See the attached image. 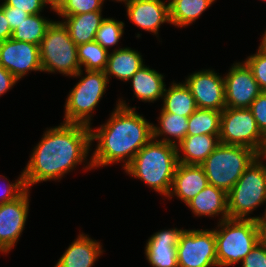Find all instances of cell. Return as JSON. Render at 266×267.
<instances>
[{"instance_id":"obj_1","label":"cell","mask_w":266,"mask_h":267,"mask_svg":"<svg viewBox=\"0 0 266 267\" xmlns=\"http://www.w3.org/2000/svg\"><path fill=\"white\" fill-rule=\"evenodd\" d=\"M44 132L22 171L26 189L36 183L60 180L64 174L87 162L91 150V127L60 123Z\"/></svg>"},{"instance_id":"obj_2","label":"cell","mask_w":266,"mask_h":267,"mask_svg":"<svg viewBox=\"0 0 266 267\" xmlns=\"http://www.w3.org/2000/svg\"><path fill=\"white\" fill-rule=\"evenodd\" d=\"M118 104L107 122L96 129L91 126V140L97 141L86 170L123 162L125 169L135 155L153 138V123L136 112L125 100Z\"/></svg>"},{"instance_id":"obj_3","label":"cell","mask_w":266,"mask_h":267,"mask_svg":"<svg viewBox=\"0 0 266 267\" xmlns=\"http://www.w3.org/2000/svg\"><path fill=\"white\" fill-rule=\"evenodd\" d=\"M178 164L174 145L151 139L124 169L160 195L168 196Z\"/></svg>"},{"instance_id":"obj_4","label":"cell","mask_w":266,"mask_h":267,"mask_svg":"<svg viewBox=\"0 0 266 267\" xmlns=\"http://www.w3.org/2000/svg\"><path fill=\"white\" fill-rule=\"evenodd\" d=\"M214 229L218 267L242 262L258 243L256 219L227 218Z\"/></svg>"},{"instance_id":"obj_5","label":"cell","mask_w":266,"mask_h":267,"mask_svg":"<svg viewBox=\"0 0 266 267\" xmlns=\"http://www.w3.org/2000/svg\"><path fill=\"white\" fill-rule=\"evenodd\" d=\"M257 156L250 148L220 143L201 166L208 184L228 193Z\"/></svg>"},{"instance_id":"obj_6","label":"cell","mask_w":266,"mask_h":267,"mask_svg":"<svg viewBox=\"0 0 266 267\" xmlns=\"http://www.w3.org/2000/svg\"><path fill=\"white\" fill-rule=\"evenodd\" d=\"M80 69L73 77H81L69 92L65 102L64 123L83 124L91 127L95 107L107 90L108 77L105 71Z\"/></svg>"},{"instance_id":"obj_7","label":"cell","mask_w":266,"mask_h":267,"mask_svg":"<svg viewBox=\"0 0 266 267\" xmlns=\"http://www.w3.org/2000/svg\"><path fill=\"white\" fill-rule=\"evenodd\" d=\"M263 163L257 156L227 193L229 218L254 219L249 214L266 203V163Z\"/></svg>"},{"instance_id":"obj_8","label":"cell","mask_w":266,"mask_h":267,"mask_svg":"<svg viewBox=\"0 0 266 267\" xmlns=\"http://www.w3.org/2000/svg\"><path fill=\"white\" fill-rule=\"evenodd\" d=\"M42 72L73 77L81 68L77 45L61 21H54L39 45Z\"/></svg>"},{"instance_id":"obj_9","label":"cell","mask_w":266,"mask_h":267,"mask_svg":"<svg viewBox=\"0 0 266 267\" xmlns=\"http://www.w3.org/2000/svg\"><path fill=\"white\" fill-rule=\"evenodd\" d=\"M263 139L264 135L259 130L249 108L225 107L222 110L220 117V143L244 146L258 154Z\"/></svg>"},{"instance_id":"obj_10","label":"cell","mask_w":266,"mask_h":267,"mask_svg":"<svg viewBox=\"0 0 266 267\" xmlns=\"http://www.w3.org/2000/svg\"><path fill=\"white\" fill-rule=\"evenodd\" d=\"M178 267H218L214 229L184 230L177 245Z\"/></svg>"},{"instance_id":"obj_11","label":"cell","mask_w":266,"mask_h":267,"mask_svg":"<svg viewBox=\"0 0 266 267\" xmlns=\"http://www.w3.org/2000/svg\"><path fill=\"white\" fill-rule=\"evenodd\" d=\"M223 78L226 107L249 108L262 92L252 70L244 61L233 63Z\"/></svg>"},{"instance_id":"obj_12","label":"cell","mask_w":266,"mask_h":267,"mask_svg":"<svg viewBox=\"0 0 266 267\" xmlns=\"http://www.w3.org/2000/svg\"><path fill=\"white\" fill-rule=\"evenodd\" d=\"M26 189L14 201L0 205V252L9 253L21 236L29 213V194Z\"/></svg>"},{"instance_id":"obj_13","label":"cell","mask_w":266,"mask_h":267,"mask_svg":"<svg viewBox=\"0 0 266 267\" xmlns=\"http://www.w3.org/2000/svg\"><path fill=\"white\" fill-rule=\"evenodd\" d=\"M0 65L18 80L29 71L42 72L39 45L12 38L0 42Z\"/></svg>"},{"instance_id":"obj_14","label":"cell","mask_w":266,"mask_h":267,"mask_svg":"<svg viewBox=\"0 0 266 267\" xmlns=\"http://www.w3.org/2000/svg\"><path fill=\"white\" fill-rule=\"evenodd\" d=\"M214 70L203 69L185 79L196 105L200 109L222 111L226 107L224 78Z\"/></svg>"},{"instance_id":"obj_15","label":"cell","mask_w":266,"mask_h":267,"mask_svg":"<svg viewBox=\"0 0 266 267\" xmlns=\"http://www.w3.org/2000/svg\"><path fill=\"white\" fill-rule=\"evenodd\" d=\"M126 13L137 27L157 36L163 23H169V3L163 0H125Z\"/></svg>"},{"instance_id":"obj_16","label":"cell","mask_w":266,"mask_h":267,"mask_svg":"<svg viewBox=\"0 0 266 267\" xmlns=\"http://www.w3.org/2000/svg\"><path fill=\"white\" fill-rule=\"evenodd\" d=\"M184 230L164 229L154 233L148 239L144 253L152 267H178L177 245Z\"/></svg>"},{"instance_id":"obj_17","label":"cell","mask_w":266,"mask_h":267,"mask_svg":"<svg viewBox=\"0 0 266 267\" xmlns=\"http://www.w3.org/2000/svg\"><path fill=\"white\" fill-rule=\"evenodd\" d=\"M207 185L208 180L201 165L178 163L174 172L172 187L167 197L172 198L174 195L187 204Z\"/></svg>"},{"instance_id":"obj_18","label":"cell","mask_w":266,"mask_h":267,"mask_svg":"<svg viewBox=\"0 0 266 267\" xmlns=\"http://www.w3.org/2000/svg\"><path fill=\"white\" fill-rule=\"evenodd\" d=\"M102 253L100 242L80 233L54 267H92Z\"/></svg>"},{"instance_id":"obj_19","label":"cell","mask_w":266,"mask_h":267,"mask_svg":"<svg viewBox=\"0 0 266 267\" xmlns=\"http://www.w3.org/2000/svg\"><path fill=\"white\" fill-rule=\"evenodd\" d=\"M187 207L195 216L214 217L221 215L219 222L229 218L227 208V193L211 184H208L198 195H196Z\"/></svg>"},{"instance_id":"obj_20","label":"cell","mask_w":266,"mask_h":267,"mask_svg":"<svg viewBox=\"0 0 266 267\" xmlns=\"http://www.w3.org/2000/svg\"><path fill=\"white\" fill-rule=\"evenodd\" d=\"M219 144V135L186 136L176 146L178 163L201 165ZM181 151L182 155H180Z\"/></svg>"},{"instance_id":"obj_21","label":"cell","mask_w":266,"mask_h":267,"mask_svg":"<svg viewBox=\"0 0 266 267\" xmlns=\"http://www.w3.org/2000/svg\"><path fill=\"white\" fill-rule=\"evenodd\" d=\"M143 58L138 50L130 47L114 49L109 52L105 74L108 77H116L121 81L127 82L140 69Z\"/></svg>"},{"instance_id":"obj_22","label":"cell","mask_w":266,"mask_h":267,"mask_svg":"<svg viewBox=\"0 0 266 267\" xmlns=\"http://www.w3.org/2000/svg\"><path fill=\"white\" fill-rule=\"evenodd\" d=\"M134 95L142 102H152L162 99L166 84L164 76L154 69L142 65L130 78Z\"/></svg>"},{"instance_id":"obj_23","label":"cell","mask_w":266,"mask_h":267,"mask_svg":"<svg viewBox=\"0 0 266 267\" xmlns=\"http://www.w3.org/2000/svg\"><path fill=\"white\" fill-rule=\"evenodd\" d=\"M101 12H88L62 18L61 22L68 29L70 38L77 46L94 41L95 34L105 19Z\"/></svg>"},{"instance_id":"obj_24","label":"cell","mask_w":266,"mask_h":267,"mask_svg":"<svg viewBox=\"0 0 266 267\" xmlns=\"http://www.w3.org/2000/svg\"><path fill=\"white\" fill-rule=\"evenodd\" d=\"M164 89L161 112L189 117L198 108L189 87L183 83H173Z\"/></svg>"},{"instance_id":"obj_25","label":"cell","mask_w":266,"mask_h":267,"mask_svg":"<svg viewBox=\"0 0 266 267\" xmlns=\"http://www.w3.org/2000/svg\"><path fill=\"white\" fill-rule=\"evenodd\" d=\"M188 118L173 113L160 112L158 118L160 126L154 124L152 126L153 139L177 146L187 136ZM160 137L161 139H157ZM172 137L174 138L172 139Z\"/></svg>"},{"instance_id":"obj_26","label":"cell","mask_w":266,"mask_h":267,"mask_svg":"<svg viewBox=\"0 0 266 267\" xmlns=\"http://www.w3.org/2000/svg\"><path fill=\"white\" fill-rule=\"evenodd\" d=\"M216 0H169L170 24L180 28L192 25Z\"/></svg>"},{"instance_id":"obj_27","label":"cell","mask_w":266,"mask_h":267,"mask_svg":"<svg viewBox=\"0 0 266 267\" xmlns=\"http://www.w3.org/2000/svg\"><path fill=\"white\" fill-rule=\"evenodd\" d=\"M54 21L41 14L28 15L27 18L12 31L11 38L15 41L29 42L40 45L47 29Z\"/></svg>"},{"instance_id":"obj_28","label":"cell","mask_w":266,"mask_h":267,"mask_svg":"<svg viewBox=\"0 0 266 267\" xmlns=\"http://www.w3.org/2000/svg\"><path fill=\"white\" fill-rule=\"evenodd\" d=\"M221 112L197 108L188 118L187 136L200 134L219 135Z\"/></svg>"},{"instance_id":"obj_29","label":"cell","mask_w":266,"mask_h":267,"mask_svg":"<svg viewBox=\"0 0 266 267\" xmlns=\"http://www.w3.org/2000/svg\"><path fill=\"white\" fill-rule=\"evenodd\" d=\"M108 55L109 52L96 41L77 46V58L81 69L85 67V70L105 71Z\"/></svg>"},{"instance_id":"obj_30","label":"cell","mask_w":266,"mask_h":267,"mask_svg":"<svg viewBox=\"0 0 266 267\" xmlns=\"http://www.w3.org/2000/svg\"><path fill=\"white\" fill-rule=\"evenodd\" d=\"M124 22L117 21L113 17L105 18L99 26L95 39L103 48L109 52V47L118 44L124 33Z\"/></svg>"},{"instance_id":"obj_31","label":"cell","mask_w":266,"mask_h":267,"mask_svg":"<svg viewBox=\"0 0 266 267\" xmlns=\"http://www.w3.org/2000/svg\"><path fill=\"white\" fill-rule=\"evenodd\" d=\"M105 0H68L57 13L61 18L88 12L102 11Z\"/></svg>"},{"instance_id":"obj_32","label":"cell","mask_w":266,"mask_h":267,"mask_svg":"<svg viewBox=\"0 0 266 267\" xmlns=\"http://www.w3.org/2000/svg\"><path fill=\"white\" fill-rule=\"evenodd\" d=\"M252 70L262 91H266V50L259 46L257 52L246 58L244 61Z\"/></svg>"},{"instance_id":"obj_33","label":"cell","mask_w":266,"mask_h":267,"mask_svg":"<svg viewBox=\"0 0 266 267\" xmlns=\"http://www.w3.org/2000/svg\"><path fill=\"white\" fill-rule=\"evenodd\" d=\"M3 177L0 176V180ZM26 190L24 179H23V173L18 177V179L10 183V180L7 181V184H3L2 187H0V205L3 203L14 201L16 198H18L24 191Z\"/></svg>"},{"instance_id":"obj_34","label":"cell","mask_w":266,"mask_h":267,"mask_svg":"<svg viewBox=\"0 0 266 267\" xmlns=\"http://www.w3.org/2000/svg\"><path fill=\"white\" fill-rule=\"evenodd\" d=\"M249 109L263 135H266V91H262L251 103Z\"/></svg>"},{"instance_id":"obj_35","label":"cell","mask_w":266,"mask_h":267,"mask_svg":"<svg viewBox=\"0 0 266 267\" xmlns=\"http://www.w3.org/2000/svg\"><path fill=\"white\" fill-rule=\"evenodd\" d=\"M1 5L12 6L16 10H23L29 15L41 14L44 7H46L43 0H4Z\"/></svg>"},{"instance_id":"obj_36","label":"cell","mask_w":266,"mask_h":267,"mask_svg":"<svg viewBox=\"0 0 266 267\" xmlns=\"http://www.w3.org/2000/svg\"><path fill=\"white\" fill-rule=\"evenodd\" d=\"M242 267H266V247L257 243L241 262Z\"/></svg>"},{"instance_id":"obj_37","label":"cell","mask_w":266,"mask_h":267,"mask_svg":"<svg viewBox=\"0 0 266 267\" xmlns=\"http://www.w3.org/2000/svg\"><path fill=\"white\" fill-rule=\"evenodd\" d=\"M0 8L4 11L6 20L8 21L11 30H15L29 15L25 11L16 10L12 6L0 5Z\"/></svg>"},{"instance_id":"obj_38","label":"cell","mask_w":266,"mask_h":267,"mask_svg":"<svg viewBox=\"0 0 266 267\" xmlns=\"http://www.w3.org/2000/svg\"><path fill=\"white\" fill-rule=\"evenodd\" d=\"M19 80L0 65V96L4 95Z\"/></svg>"},{"instance_id":"obj_39","label":"cell","mask_w":266,"mask_h":267,"mask_svg":"<svg viewBox=\"0 0 266 267\" xmlns=\"http://www.w3.org/2000/svg\"><path fill=\"white\" fill-rule=\"evenodd\" d=\"M258 231V243L266 247V214L262 217L255 216Z\"/></svg>"},{"instance_id":"obj_40","label":"cell","mask_w":266,"mask_h":267,"mask_svg":"<svg viewBox=\"0 0 266 267\" xmlns=\"http://www.w3.org/2000/svg\"><path fill=\"white\" fill-rule=\"evenodd\" d=\"M12 36L11 27L6 20L4 11L0 8V42L8 40Z\"/></svg>"},{"instance_id":"obj_41","label":"cell","mask_w":266,"mask_h":267,"mask_svg":"<svg viewBox=\"0 0 266 267\" xmlns=\"http://www.w3.org/2000/svg\"><path fill=\"white\" fill-rule=\"evenodd\" d=\"M68 0H43L45 6L50 5V9L58 13Z\"/></svg>"},{"instance_id":"obj_42","label":"cell","mask_w":266,"mask_h":267,"mask_svg":"<svg viewBox=\"0 0 266 267\" xmlns=\"http://www.w3.org/2000/svg\"><path fill=\"white\" fill-rule=\"evenodd\" d=\"M258 157L261 160H264V159L266 160V135H264V139H263V143H262L261 149L258 152Z\"/></svg>"},{"instance_id":"obj_43","label":"cell","mask_w":266,"mask_h":267,"mask_svg":"<svg viewBox=\"0 0 266 267\" xmlns=\"http://www.w3.org/2000/svg\"><path fill=\"white\" fill-rule=\"evenodd\" d=\"M261 40L262 41L260 42V46L266 50V30H265Z\"/></svg>"},{"instance_id":"obj_44","label":"cell","mask_w":266,"mask_h":267,"mask_svg":"<svg viewBox=\"0 0 266 267\" xmlns=\"http://www.w3.org/2000/svg\"><path fill=\"white\" fill-rule=\"evenodd\" d=\"M115 1H117V2H123V1H125V0H115Z\"/></svg>"}]
</instances>
